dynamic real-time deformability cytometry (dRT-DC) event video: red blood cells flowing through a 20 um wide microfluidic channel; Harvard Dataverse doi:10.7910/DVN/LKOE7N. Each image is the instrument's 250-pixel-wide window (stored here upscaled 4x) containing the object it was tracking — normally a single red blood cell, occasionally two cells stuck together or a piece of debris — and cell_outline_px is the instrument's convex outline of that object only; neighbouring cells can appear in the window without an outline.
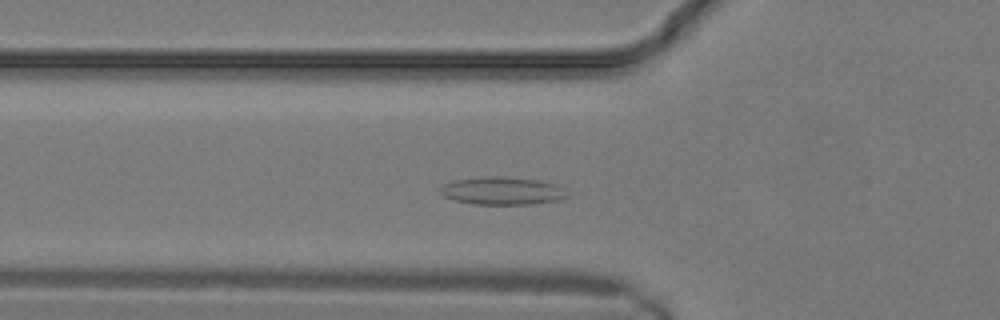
{"species": "common noctule bat (a hibernating species)", "species_latin": "Nyctalus noctula", "temperature_condition": "warm", "stored_images_in_passage": 8, "camera_frame_rate_fps": 3000, "um_per_image_px": 0.085, "animal": {"sex": "male", "body_mass_g": 19.2, "forearm_length_mm": 51.8}, "frame": {"image": 1, "passage_image": 6, "time_ms": 1.667, "image_size_px": [1000, 320], "cell_outline_px": [[568, 196], [556, 200], [528, 204], [476, 204], [456, 200], [444, 196], [440, 192], [440, 188], [444, 184], [456, 180], [488, 176], [504, 176], [536, 180], [556, 184], [564, 188]], "centroid_in_image_um": [42.7, 16.21], "position_along_channel_um": 83.1, "area_um2": 20.23}}
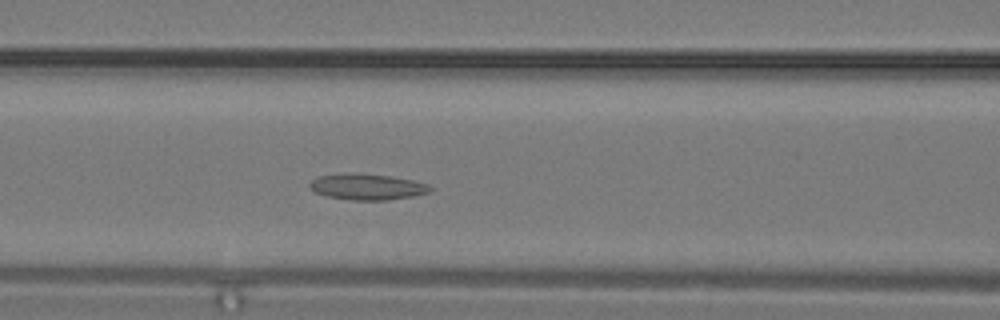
{"frame": {"image": 2, "passage_image": 8, "time_ms": 2.333, "image_size_px": [1000, 320], "cell_outline_px": [[432, 188], [428, 192], [412, 196], [388, 200], [352, 200], [328, 196], [316, 192], [308, 184], [312, 180], [320, 176], [356, 172], [392, 176], [412, 180], [428, 184]], "centroid_in_image_um": [31.23, 15.87], "position_along_channel_um": 135.4, "area_um2": 18.09}}